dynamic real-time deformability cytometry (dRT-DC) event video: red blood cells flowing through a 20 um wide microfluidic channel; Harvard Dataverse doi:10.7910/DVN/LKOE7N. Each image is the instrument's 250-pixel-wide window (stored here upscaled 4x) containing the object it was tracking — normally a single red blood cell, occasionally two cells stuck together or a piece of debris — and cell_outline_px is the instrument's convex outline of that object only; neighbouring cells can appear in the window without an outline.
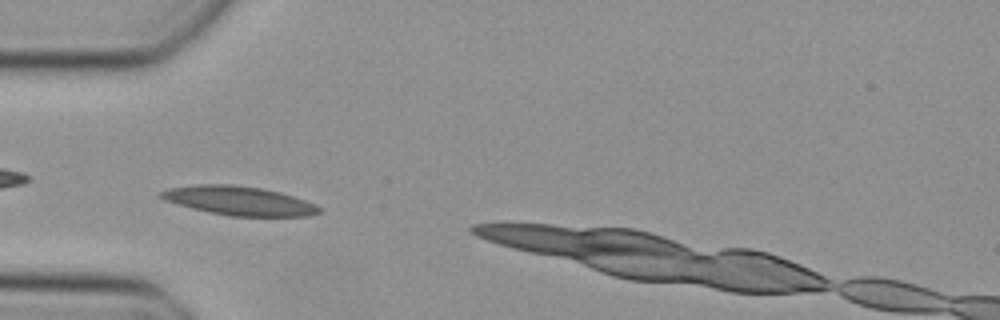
{"species": "Egyptian fruit bat (a non-hibernating species)", "species_latin": "Rousettus aegyptiacus", "temperature_condition": "cold", "stored_images_in_passage": 22, "camera_frame_rate_fps": 3000, "um_per_image_px": 0.085, "animal": {"sex": "female"}, "frame": {"image": 1, "passage_image": 4, "time_ms": 1.0, "image_size_px": [1000, 320], "cell_outline_px": [[320, 212], [308, 216], [228, 216], [208, 212], [176, 204], [164, 200], [156, 196], [160, 192], [168, 188], [200, 184], [232, 184], [260, 188], [280, 192], [316, 204], [320, 208]], "centroid_in_image_um": [20.27, 17.06], "position_along_channel_um": 64.7, "area_um2": 26.7}}
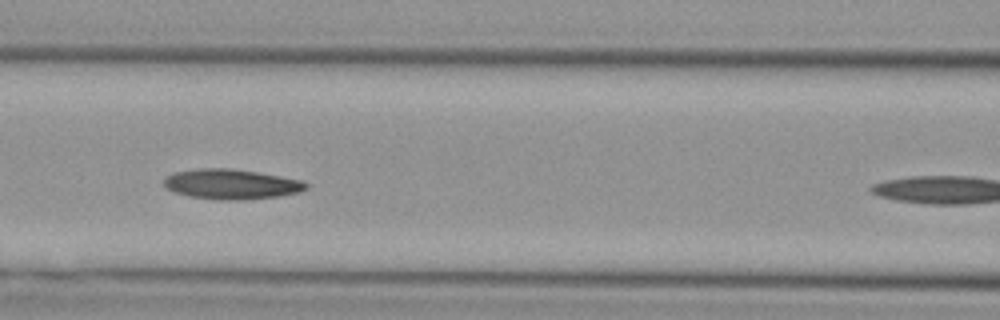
{"frame": {"image": 2, "passage_image": 10, "time_ms": 3.0, "image_size_px": [1000, 320], "cell_outline_px": [[308, 188], [300, 192], [280, 196], [244, 200], [220, 200], [192, 196], [176, 192], [168, 188], [164, 184], [164, 180], [168, 176], [176, 172], [200, 168], [228, 168], [256, 172], [280, 176], [300, 180], [308, 184]], "centroid_in_image_um": [19.71, 15.66], "position_along_channel_um": 146.9, "area_um2": 24.57}}
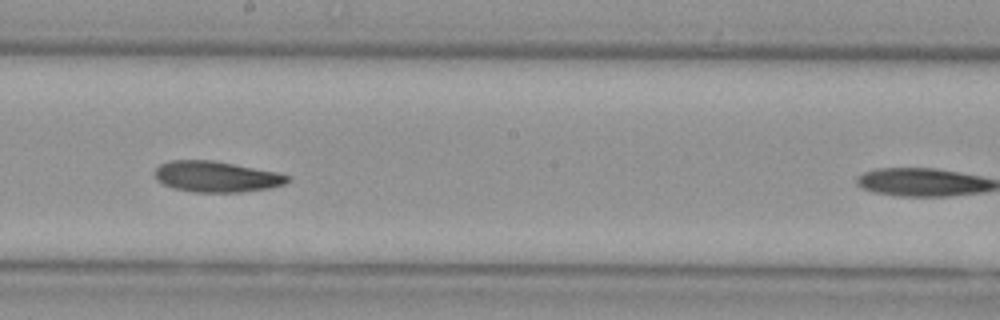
{"frame": {"image": 3, "passage_image": 16, "time_ms": 5.0, "image_size_px": [1000, 320], "cell_outline_px": [[288, 180], [284, 184], [268, 188], [240, 192], [196, 192], [172, 188], [156, 180], [156, 168], [160, 164], [168, 160], [212, 160], [276, 172], [288, 176]], "centroid_in_image_um": [18.34, 15.01], "position_along_channel_um": 229.9, "area_um2": 23.58}}